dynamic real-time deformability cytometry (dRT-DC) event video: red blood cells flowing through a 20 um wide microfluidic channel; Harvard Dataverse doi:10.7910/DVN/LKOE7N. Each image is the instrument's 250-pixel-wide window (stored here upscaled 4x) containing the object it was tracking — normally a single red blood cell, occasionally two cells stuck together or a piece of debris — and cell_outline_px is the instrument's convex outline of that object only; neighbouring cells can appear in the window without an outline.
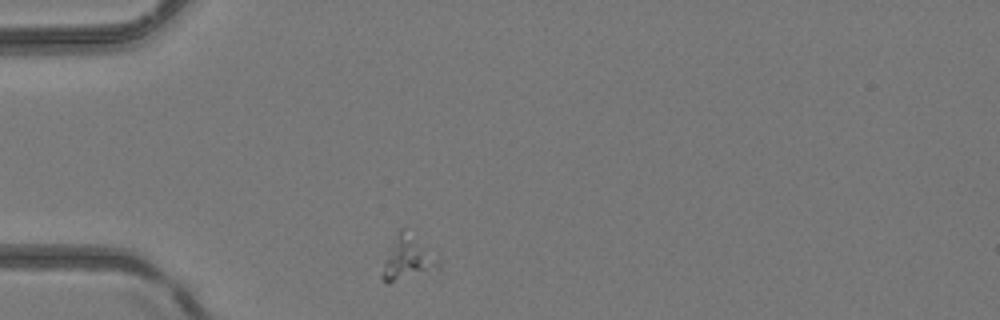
{"species": "common noctule bat (a hibernating species)", "species_latin": "Nyctalus noctula", "temperature_condition": "room temperature", "stored_images_in_passage": 1, "camera_frame_rate_fps": 3000, "um_per_image_px": 0.085, "animal": {"sex": "female", "body_mass_g": 24.6, "forearm_length_mm": 56.2}, "frame": {"image": 1, "passage_image": 1, "time_ms": 0.0, "image_size_px": [1000, 320], "cell_outline_px": [[440, 268], [388, 284], [380, 276], [384, 260], [400, 228], [404, 228], [440, 260]], "centroid_in_image_um": [34.63, 22.0], "position_along_channel_um": 50.4, "area_um2": 13.87}}